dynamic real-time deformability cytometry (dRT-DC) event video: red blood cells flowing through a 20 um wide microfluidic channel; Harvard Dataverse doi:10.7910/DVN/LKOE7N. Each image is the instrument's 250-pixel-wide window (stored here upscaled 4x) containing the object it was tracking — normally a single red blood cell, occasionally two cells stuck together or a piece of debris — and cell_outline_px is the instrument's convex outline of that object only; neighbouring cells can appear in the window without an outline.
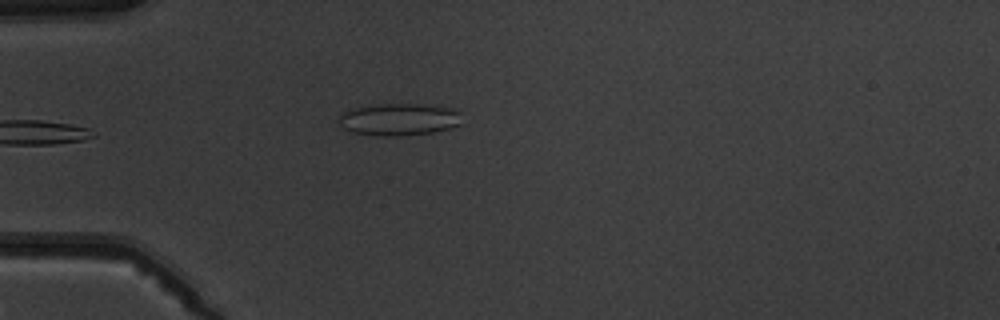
{"species": "common noctule bat (a hibernating species)", "species_latin": "Nyctalus noctula", "temperature_condition": "warm", "stored_images_in_passage": 5, "camera_frame_rate_fps": 3000, "um_per_image_px": 0.085, "animal": {"sex": "male", "body_mass_g": 19.5, "forearm_length_mm": 54.6}, "frame": {"image": 1, "passage_image": 5, "time_ms": 4.333, "image_size_px": [1000, 320], "cell_outline_px": [[460, 124], [448, 128], [432, 132], [400, 136], [384, 136], [352, 132], [344, 128], [336, 120], [340, 112], [356, 108], [380, 104], [420, 104], [452, 108], [460, 112]], "centroid_in_image_um": [33.88, 10.15], "position_along_channel_um": 51.1, "area_um2": 22.95}}